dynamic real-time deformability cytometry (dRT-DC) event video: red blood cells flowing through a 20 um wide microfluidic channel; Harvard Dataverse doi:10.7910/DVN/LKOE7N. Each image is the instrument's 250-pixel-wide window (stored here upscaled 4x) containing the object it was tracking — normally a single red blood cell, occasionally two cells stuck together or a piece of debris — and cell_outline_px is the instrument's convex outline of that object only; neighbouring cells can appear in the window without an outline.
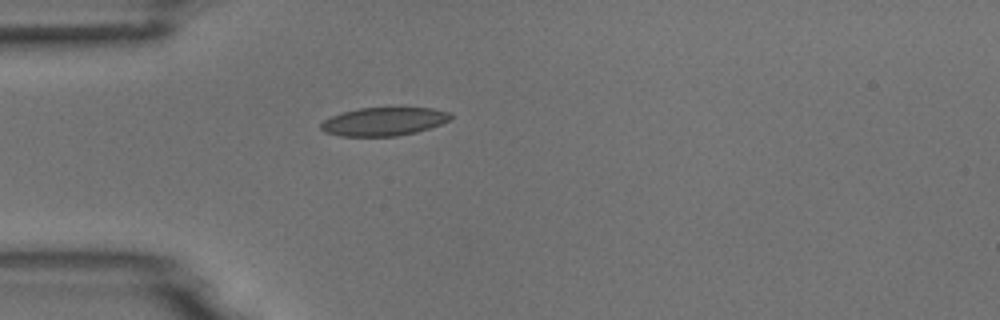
{"species": "common noctule bat (a hibernating species)", "species_latin": "Nyctalus noctula", "temperature_condition": "room temperature", "stored_images_in_passage": 1, "camera_frame_rate_fps": 3000, "um_per_image_px": 0.085, "animal": {"sex": "male", "body_mass_g": 18.8}, "frame": {"image": 1, "passage_image": 1, "time_ms": 0.0, "image_size_px": [1000, 320], "cell_outline_px": [[452, 116], [448, 120], [440, 124], [416, 132], [396, 136], [340, 136], [324, 132], [320, 128], [320, 124], [324, 120], [340, 112], [360, 108], [432, 108], [452, 112]], "centroid_in_image_um": [32.6, 10.33], "position_along_channel_um": 52.4, "area_um2": 21.39}}